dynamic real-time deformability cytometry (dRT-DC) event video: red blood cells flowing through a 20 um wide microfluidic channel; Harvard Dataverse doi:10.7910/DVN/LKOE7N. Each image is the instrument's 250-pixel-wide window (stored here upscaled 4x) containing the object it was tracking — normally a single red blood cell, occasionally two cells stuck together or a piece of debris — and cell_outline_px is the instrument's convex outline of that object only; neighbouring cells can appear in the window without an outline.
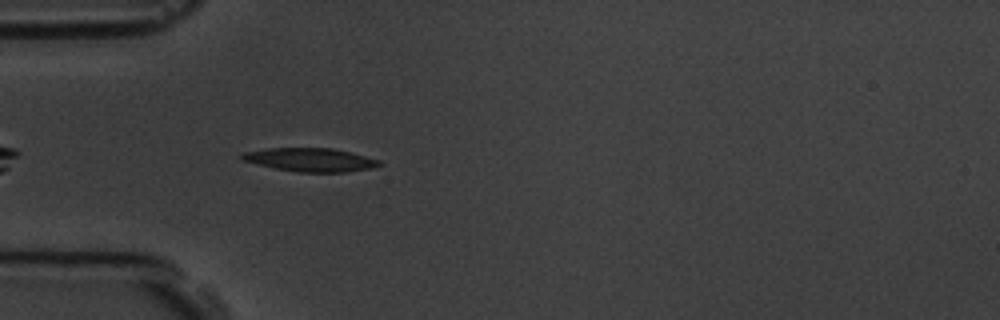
{"species": "common noctule bat (a hibernating species)", "species_latin": "Nyctalus noctula", "temperature_condition": "room temperature", "stored_images_in_passage": 6, "camera_frame_rate_fps": 3000, "um_per_image_px": 0.085, "animal": {"sex": "male", "body_mass_g": 19.5, "forearm_length_mm": 54.6}, "frame": {"image": 1, "passage_image": 6, "time_ms": 6.333, "image_size_px": [1000, 320], "cell_outline_px": [[384, 164], [372, 168], [344, 172], [300, 172], [276, 168], [244, 160], [240, 156], [244, 152], [268, 148], [332, 148], [380, 160]], "centroid_in_image_um": [26.43, 13.58], "position_along_channel_um": 58.6, "area_um2": 18.44}}